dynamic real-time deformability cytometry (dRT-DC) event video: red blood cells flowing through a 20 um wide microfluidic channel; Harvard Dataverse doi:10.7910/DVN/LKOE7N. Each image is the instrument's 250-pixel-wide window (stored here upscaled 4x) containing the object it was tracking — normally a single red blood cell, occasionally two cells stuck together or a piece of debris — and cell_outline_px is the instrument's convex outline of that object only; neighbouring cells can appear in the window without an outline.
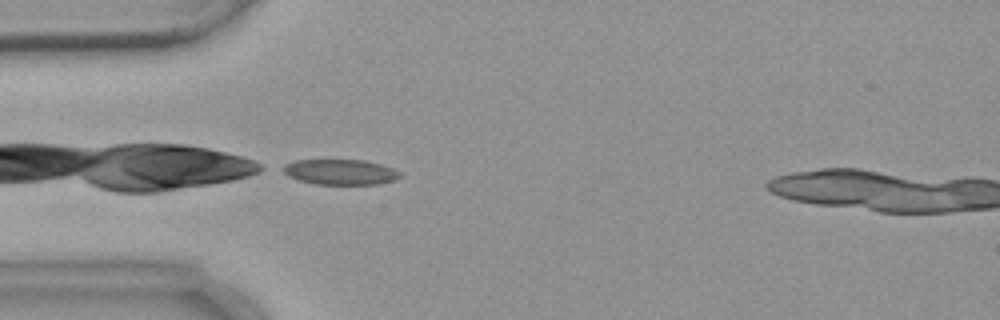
{"species": "common noctule bat (a hibernating species)", "species_latin": "Nyctalus noctula", "temperature_condition": "warm", "stored_images_in_passage": 4, "camera_frame_rate_fps": 3000, "um_per_image_px": 0.085, "animal": {"sex": "female", "body_mass_g": 18.4}, "frame": {"image": 1, "passage_image": 4, "time_ms": 4.0, "image_size_px": [1000, 320], "cell_outline_px": [[400, 176], [392, 180], [380, 184], [316, 184], [300, 180], [288, 176], [276, 168], [284, 164], [296, 160], [364, 160], [380, 164], [392, 168], [400, 172]], "centroid_in_image_um": [28.84, 14.61], "position_along_channel_um": 56.2, "area_um2": 17.34}}